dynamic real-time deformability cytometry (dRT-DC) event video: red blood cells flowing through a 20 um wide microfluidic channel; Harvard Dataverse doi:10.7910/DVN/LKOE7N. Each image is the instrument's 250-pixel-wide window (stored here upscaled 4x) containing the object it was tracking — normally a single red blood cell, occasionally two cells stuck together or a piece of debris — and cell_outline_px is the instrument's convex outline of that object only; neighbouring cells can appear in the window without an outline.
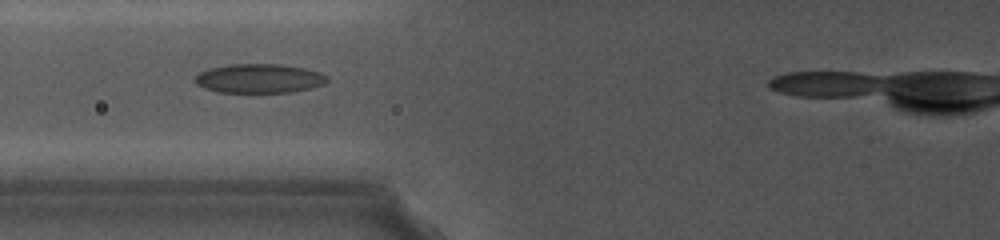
{"species": "common noctule bat (a hibernating species)", "species_latin": "Nyctalus noctula", "temperature_condition": "cold", "stored_images_in_passage": 24, "segment_of_instrument_passage": [1, 2], "camera_frame_rate_fps": 5000, "um_per_image_px": 0.085, "animal": {"sex": "female", "body_mass_g": 19.0, "forearm_length_mm": 56.7}, "frame": {"image": 1, "passage_image": 5, "time_ms": 1.8, "image_size_px": [1000, 240], "cell_outline_px": [[328, 80], [324, 84], [308, 88], [288, 92], [220, 92], [204, 88], [196, 80], [196, 76], [200, 72], [212, 68], [228, 64], [280, 64], [304, 68], [328, 76]], "centroid_in_image_um": [22.05, 6.66], "position_along_channel_um": 103.8, "area_um2": 21.96}}
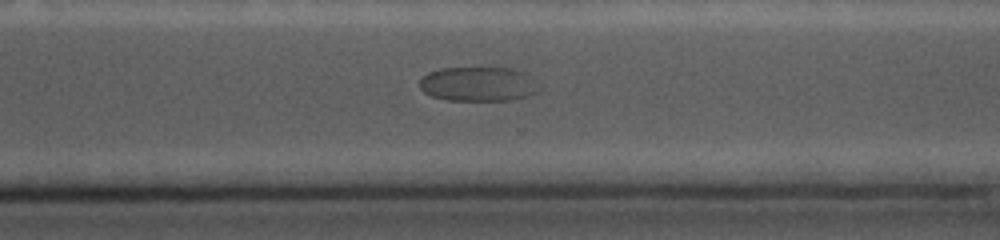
{"frame": {"image": 2, "passage_image": 18, "time_ms": 8.2, "image_size_px": [1000, 240], "cell_outline_px": [[544, 88], [540, 92], [512, 100], [448, 100], [432, 96], [424, 92], [420, 88], [420, 76], [428, 72], [440, 68], [512, 68], [524, 72]], "centroid_in_image_um": [40.68, 7.14], "position_along_channel_um": 329.9, "area_um2": 24.28}}
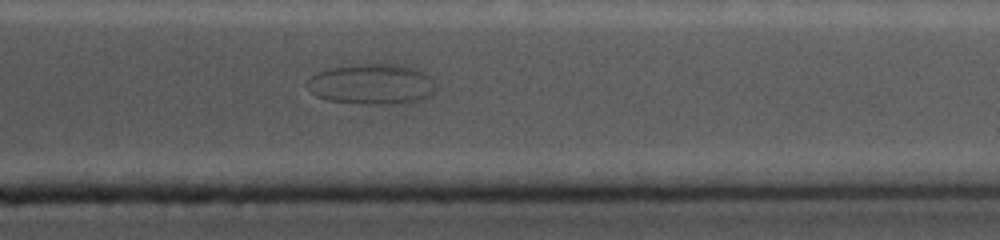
{"frame": {"image": 3, "passage_image": 21, "time_ms": 9.6, "image_size_px": [1000, 240], "cell_outline_px": [[436, 92], [428, 96], [416, 100], [384, 104], [368, 104], [328, 100], [316, 96], [312, 92], [308, 80], [316, 72], [332, 68], [360, 64], [400, 64], [412, 68], [428, 76], [436, 88]], "centroid_in_image_um": [31.59, 7.15], "position_along_channel_um": 379.8, "area_um2": 29.59}}